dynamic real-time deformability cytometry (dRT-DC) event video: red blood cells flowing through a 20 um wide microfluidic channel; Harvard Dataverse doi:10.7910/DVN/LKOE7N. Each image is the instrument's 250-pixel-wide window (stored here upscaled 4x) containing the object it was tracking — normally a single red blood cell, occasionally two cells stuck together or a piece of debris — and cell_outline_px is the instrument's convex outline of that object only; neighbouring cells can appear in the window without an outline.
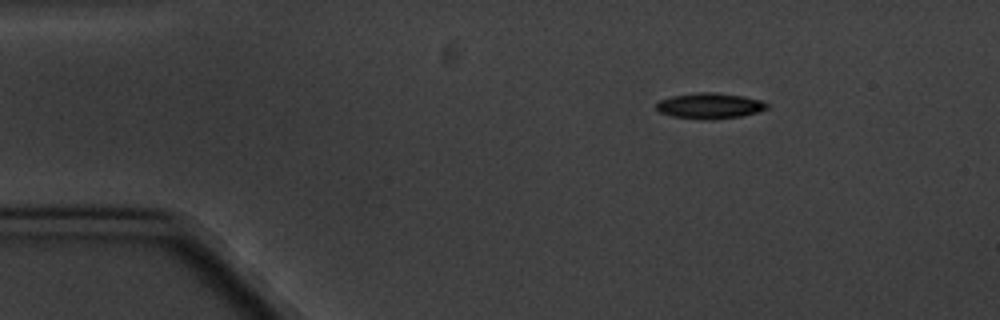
{"species": "common noctule bat (a hibernating species)", "species_latin": "Nyctalus noctula", "temperature_condition": "cold", "stored_images_in_passage": 4, "camera_frame_rate_fps": 3000, "um_per_image_px": 0.085, "animal": {"sex": "male", "body_mass_g": 20.1, "forearm_length_mm": 53.5}, "frame": {"image": 1, "passage_image": 1, "time_ms": 0.0, "image_size_px": [1000, 320], "cell_outline_px": [[768, 108], [756, 112], [740, 116], [712, 120], [672, 116], [660, 112], [656, 108], [656, 104], [660, 100], [672, 96], [696, 92], [716, 92], [744, 96], [760, 100], [768, 104]], "centroid_in_image_um": [60.32, 8.98], "position_along_channel_um": 24.7, "area_um2": 16.47}}
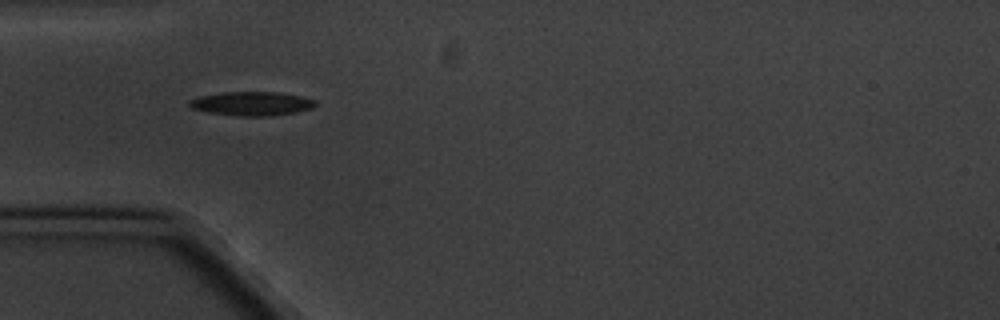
{"frame": {"image": 2, "passage_image": 3, "time_ms": 3.0, "image_size_px": [1000, 320], "cell_outline_px": [[316, 104], [312, 108], [296, 112], [272, 116], [240, 116], [208, 112], [192, 108], [188, 104], [188, 100], [200, 96], [224, 92], [280, 92], [300, 96], [312, 100]], "centroid_in_image_um": [21.37, 8.81], "position_along_channel_um": 63.6, "area_um2": 17.46}}